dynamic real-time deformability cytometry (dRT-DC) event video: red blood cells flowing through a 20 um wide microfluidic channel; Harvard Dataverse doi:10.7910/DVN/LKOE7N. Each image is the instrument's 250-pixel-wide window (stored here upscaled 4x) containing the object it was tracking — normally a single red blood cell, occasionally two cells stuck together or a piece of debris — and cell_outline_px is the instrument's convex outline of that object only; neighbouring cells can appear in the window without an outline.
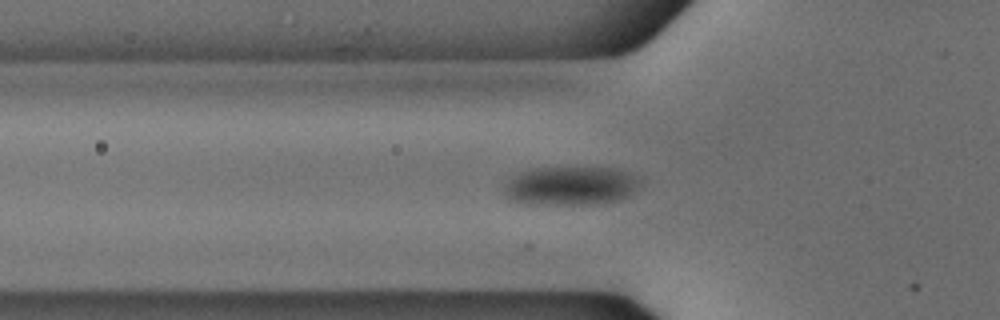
{"species": "common noctule bat (a hibernating species)", "species_latin": "Nyctalus noctula", "temperature_condition": "cold", "stored_images_in_passage": 42, "camera_frame_rate_fps": 3000, "um_per_image_px": 0.085, "animal": {"sex": "male", "body_mass_g": 18.8}, "frame": {"image": 1, "passage_image": 10, "time_ms": 3.0, "image_size_px": [1000, 320], "cell_outline_px": [[644, 180], [628, 196], [620, 200], [596, 204], [524, 204], [508, 200], [504, 196], [504, 184], [516, 176], [532, 168], [616, 168], [640, 176]], "centroid_in_image_um": [48.54, 15.81], "position_along_channel_um": 77.3, "area_um2": 30.98}}
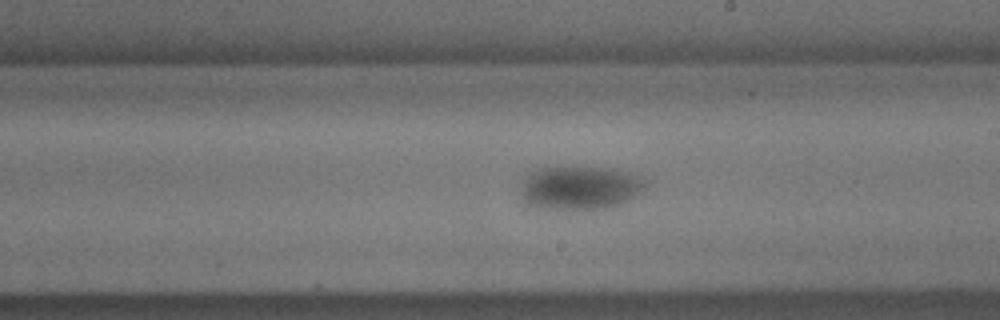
{"frame": {"image": 2, "passage_image": 23, "time_ms": 7.333, "image_size_px": [1000, 320], "cell_outline_px": [[648, 184], [636, 196], [612, 208], [548, 208], [528, 204], [524, 200], [524, 180], [528, 172], [540, 168], [612, 168], [628, 172], [640, 176], [648, 180]], "centroid_in_image_um": [49.4, 15.94], "position_along_channel_um": 239.6, "area_um2": 31.04}}
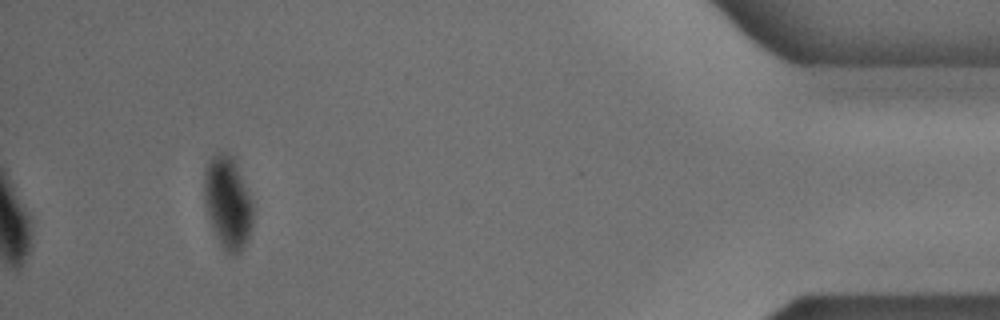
{"frame": {"image": 3, "passage_image": 42, "time_ms": 13.667, "image_size_px": [1000, 320], "cell_outline_px": [[252, 224], [248, 236], [240, 252], [236, 256], [228, 256], [220, 244], [216, 236], [208, 216], [204, 204], [204, 168], [212, 156], [220, 152], [224, 152], [232, 156], [236, 164], [252, 200]], "centroid_in_image_um": [19.34, 17.24], "position_along_channel_um": 415.9, "area_um2": 26.18}}